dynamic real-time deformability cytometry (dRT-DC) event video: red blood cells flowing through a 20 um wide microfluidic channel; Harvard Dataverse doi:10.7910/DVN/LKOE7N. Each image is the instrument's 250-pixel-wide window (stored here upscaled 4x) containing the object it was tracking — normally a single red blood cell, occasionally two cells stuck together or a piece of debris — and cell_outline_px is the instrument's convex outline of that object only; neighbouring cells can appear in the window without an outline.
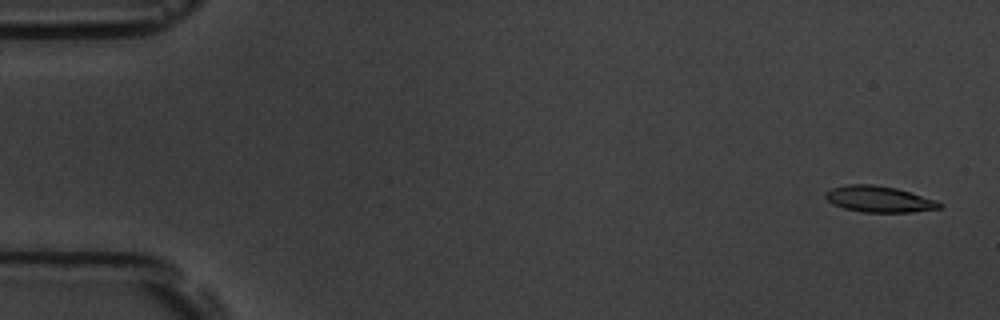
{"species": "common noctule bat (a hibernating species)", "species_latin": "Nyctalus noctula", "temperature_condition": "room temperature", "stored_images_in_passage": 5, "camera_frame_rate_fps": 3000, "um_per_image_px": 0.085, "animal": {"sex": "male", "body_mass_g": 19.5, "forearm_length_mm": 54.6}, "frame": {"image": 1, "passage_image": 1, "time_ms": 0.0, "image_size_px": [1000, 320], "cell_outline_px": [[944, 204], [940, 208], [912, 212], [864, 212], [844, 208], [832, 204], [824, 196], [824, 192], [832, 188], [848, 184], [872, 184], [896, 188], [936, 200]], "centroid_in_image_um": [74.7, 16.92], "position_along_channel_um": 10.3, "area_um2": 17.34}}